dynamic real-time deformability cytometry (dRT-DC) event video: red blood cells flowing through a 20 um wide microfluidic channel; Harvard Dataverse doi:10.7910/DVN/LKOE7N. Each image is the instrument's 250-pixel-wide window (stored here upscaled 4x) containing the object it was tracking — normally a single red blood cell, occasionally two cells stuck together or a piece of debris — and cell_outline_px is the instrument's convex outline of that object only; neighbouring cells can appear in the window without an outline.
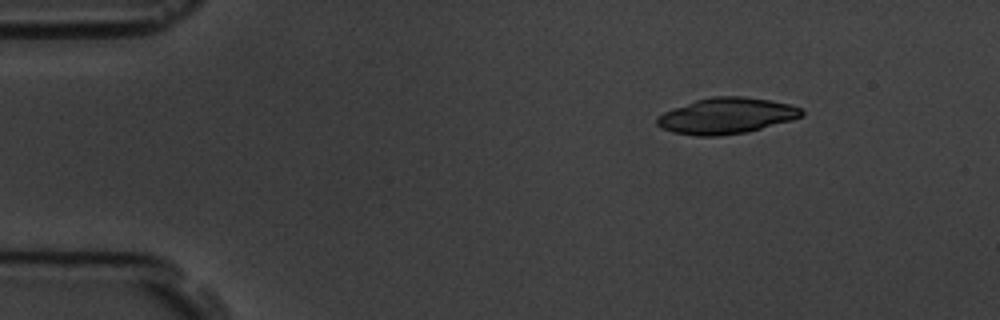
{"species": "common noctule bat (a hibernating species)", "species_latin": "Nyctalus noctula", "temperature_condition": "room temperature", "stored_images_in_passage": 5, "camera_frame_rate_fps": 3000, "um_per_image_px": 0.085, "animal": {"sex": "male", "body_mass_g": 19.5, "forearm_length_mm": 54.6}, "frame": {"image": 1, "passage_image": 1, "time_ms": 0.0, "image_size_px": [1000, 320], "cell_outline_px": [[804, 116], [792, 120], [748, 132], [716, 136], [696, 136], [672, 132], [660, 128], [656, 124], [656, 116], [664, 112], [696, 100], [712, 96], [744, 96], [792, 104], [804, 108]], "centroid_in_image_um": [61.77, 9.85], "position_along_channel_um": 23.2, "area_um2": 30.58}}